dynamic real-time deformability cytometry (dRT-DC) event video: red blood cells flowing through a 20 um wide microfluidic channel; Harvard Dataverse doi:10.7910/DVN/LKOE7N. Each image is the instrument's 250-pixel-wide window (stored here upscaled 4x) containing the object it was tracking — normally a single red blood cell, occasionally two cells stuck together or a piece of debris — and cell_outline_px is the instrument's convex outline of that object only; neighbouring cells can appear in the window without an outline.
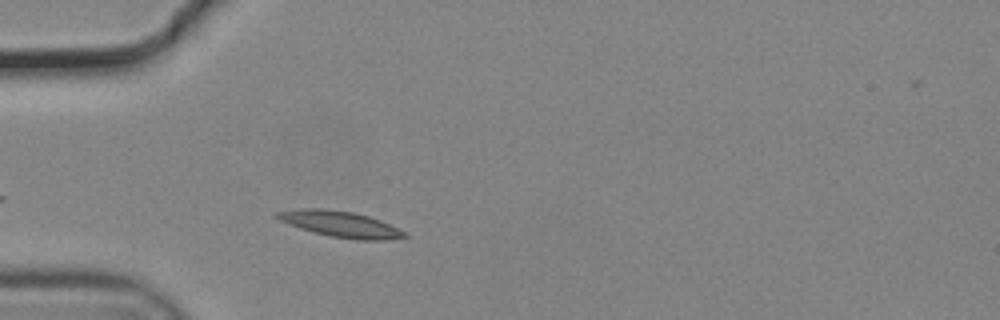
{"species": "common noctule bat (a hibernating species)", "species_latin": "Nyctalus noctula", "temperature_condition": "cold", "stored_images_in_passage": 17, "camera_frame_rate_fps": 3000, "um_per_image_px": 0.085, "animal": {"sex": "male", "body_mass_g": 19.2, "forearm_length_mm": 51.8}, "frame": {"image": 1, "passage_image": 6, "time_ms": 1.667, "image_size_px": [1000, 320], "cell_outline_px": [[408, 236], [388, 240], [356, 240], [328, 236], [312, 232], [300, 228], [280, 220], [272, 216], [276, 212], [300, 208], [320, 208], [352, 212], [368, 216], [380, 220], [404, 232]], "centroid_in_image_um": [28.88, 19.05], "position_along_channel_um": 56.1, "area_um2": 19.19}}
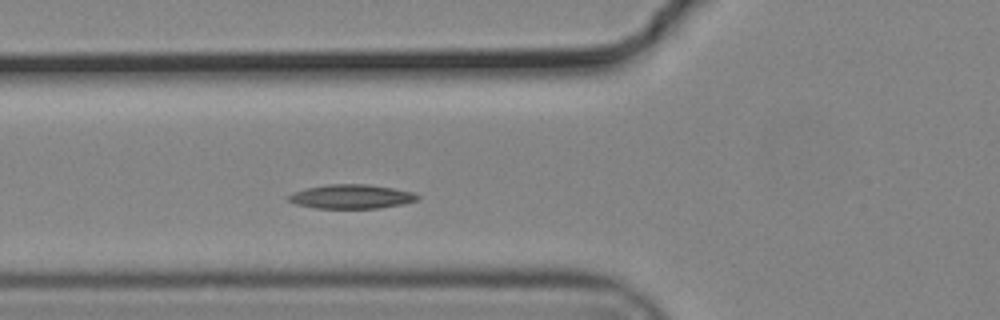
{"frame": {"image": 2, "passage_image": 10, "time_ms": 3.0, "image_size_px": [1000, 320], "cell_outline_px": [[420, 196], [416, 200], [404, 204], [380, 208], [316, 208], [296, 204], [288, 200], [288, 196], [304, 188], [328, 184], [368, 184], [392, 188], [412, 192]], "centroid_in_image_um": [29.87, 16.71], "position_along_channel_um": 95.9, "area_um2": 18.03}}
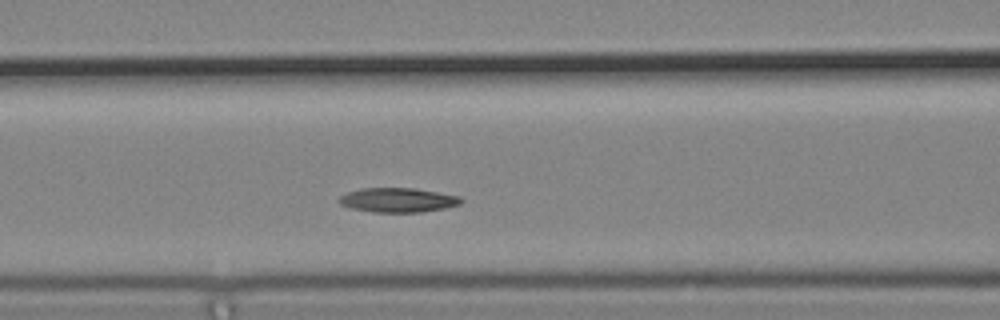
{"frame": {"image": 3, "passage_image": 13, "time_ms": 4.0, "image_size_px": [1000, 320], "cell_outline_px": [[464, 200], [460, 204], [444, 208], [420, 212], [372, 212], [352, 208], [340, 204], [336, 200], [340, 196], [348, 192], [360, 188], [416, 188], [460, 196]], "centroid_in_image_um": [33.81, 17.0], "position_along_channel_um": 132.8, "area_um2": 17.4}}